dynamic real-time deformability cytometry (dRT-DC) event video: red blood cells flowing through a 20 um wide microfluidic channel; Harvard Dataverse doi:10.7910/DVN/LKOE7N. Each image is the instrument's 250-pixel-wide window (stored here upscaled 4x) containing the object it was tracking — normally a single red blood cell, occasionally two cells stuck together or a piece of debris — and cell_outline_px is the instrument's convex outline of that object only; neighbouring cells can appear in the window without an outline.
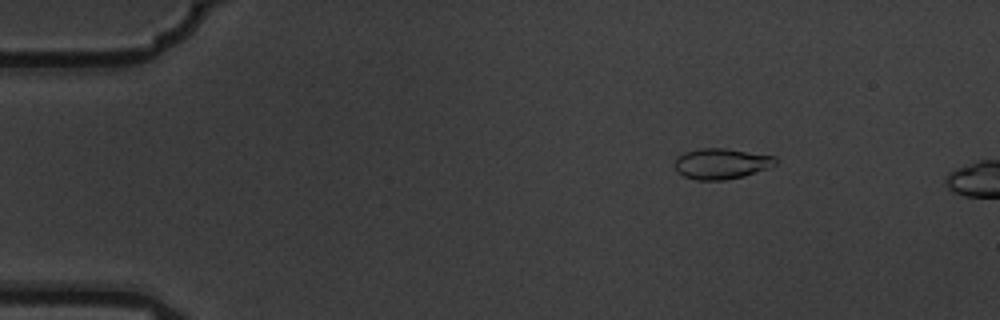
{"species": "common noctule bat (a hibernating species)", "species_latin": "Nyctalus noctula", "temperature_condition": "warm", "stored_images_in_passage": 4, "camera_frame_rate_fps": 3000, "um_per_image_px": 0.085, "animal": {"sex": "male", "body_mass_g": 19.5, "forearm_length_mm": 54.6}, "frame": {"image": 1, "passage_image": 3, "time_ms": 0.667, "image_size_px": [1000, 320], "cell_outline_px": [[776, 164], [768, 168], [744, 176], [724, 180], [696, 180], [684, 176], [676, 172], [676, 160], [684, 152], [700, 148], [724, 148], [776, 156]], "centroid_in_image_um": [61.32, 13.91], "position_along_channel_um": 23.7, "area_um2": 17.92}}